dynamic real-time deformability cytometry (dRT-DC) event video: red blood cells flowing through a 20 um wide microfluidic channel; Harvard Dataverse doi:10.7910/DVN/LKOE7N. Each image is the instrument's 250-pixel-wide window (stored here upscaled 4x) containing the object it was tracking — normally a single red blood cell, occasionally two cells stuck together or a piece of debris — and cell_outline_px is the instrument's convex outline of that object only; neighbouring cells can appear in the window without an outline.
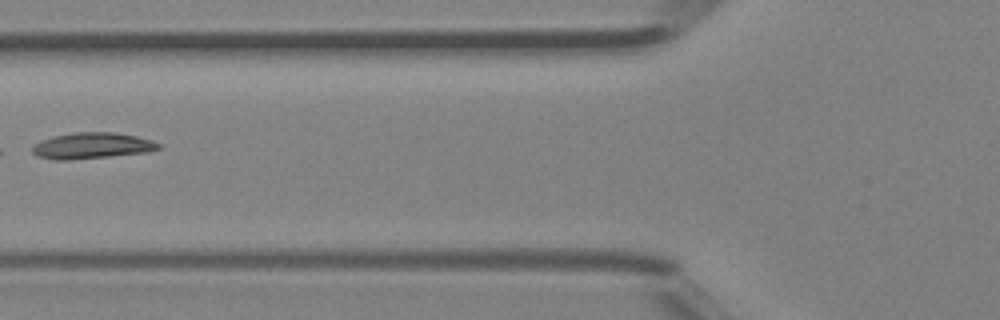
{"species": "Egyptian fruit bat (a non-hibernating species)", "species_latin": "Rousettus aegyptiacus", "temperature_condition": "room temperature", "stored_images_in_passage": 6, "camera_frame_rate_fps": 3000, "um_per_image_px": 0.085, "animal": {"sex": "female"}, "frame": {"image": 1, "passage_image": 6, "time_ms": 1.667, "image_size_px": [1000, 320], "cell_outline_px": [[164, 144], [160, 148], [148, 152], [68, 160], [56, 160], [36, 156], [32, 152], [32, 148], [36, 144], [52, 136], [76, 132], [112, 132], [136, 136], [152, 140]], "centroid_in_image_um": [7.85, 12.38], "position_along_channel_um": 117.9, "area_um2": 19.07}}